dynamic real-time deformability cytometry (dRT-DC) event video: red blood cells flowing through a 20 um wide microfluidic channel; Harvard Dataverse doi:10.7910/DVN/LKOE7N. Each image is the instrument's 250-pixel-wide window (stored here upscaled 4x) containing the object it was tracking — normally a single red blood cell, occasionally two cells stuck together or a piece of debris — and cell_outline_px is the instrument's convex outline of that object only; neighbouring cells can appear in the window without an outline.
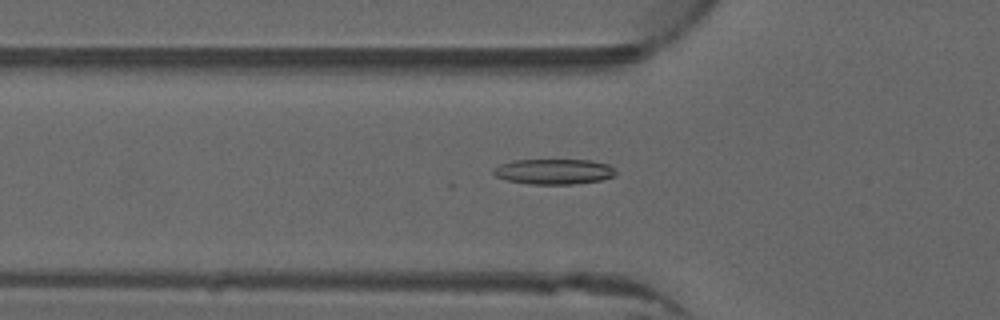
{"species": "common noctule bat (a hibernating species)", "species_latin": "Nyctalus noctula", "temperature_condition": "warm", "stored_images_in_passage": 52, "camera_frame_rate_fps": 3000, "um_per_image_px": 0.085, "animal": {"sex": "male", "forearm_length_mm": 52.5}, "frame": {"image": 1, "passage_image": 18, "time_ms": 5.667, "image_size_px": [1000, 320], "cell_outline_px": [[616, 172], [612, 176], [600, 180], [572, 184], [528, 184], [504, 180], [496, 176], [492, 172], [492, 168], [500, 164], [512, 160], [592, 160], [608, 164], [616, 168]], "centroid_in_image_um": [47.04, 14.58], "position_along_channel_um": 78.8, "area_um2": 18.21}, "authors_computed_cell_mechanics": {"area_um2": 16.9932, "velocity_mm_per_s": 3.978, "shape_relaxation_time_tau1_ms": null, "shape_relaxation_time_tau2_ms": 5.9234, "deformation_change_tau1": null, "deformation_change_tau2": 0.1111}}